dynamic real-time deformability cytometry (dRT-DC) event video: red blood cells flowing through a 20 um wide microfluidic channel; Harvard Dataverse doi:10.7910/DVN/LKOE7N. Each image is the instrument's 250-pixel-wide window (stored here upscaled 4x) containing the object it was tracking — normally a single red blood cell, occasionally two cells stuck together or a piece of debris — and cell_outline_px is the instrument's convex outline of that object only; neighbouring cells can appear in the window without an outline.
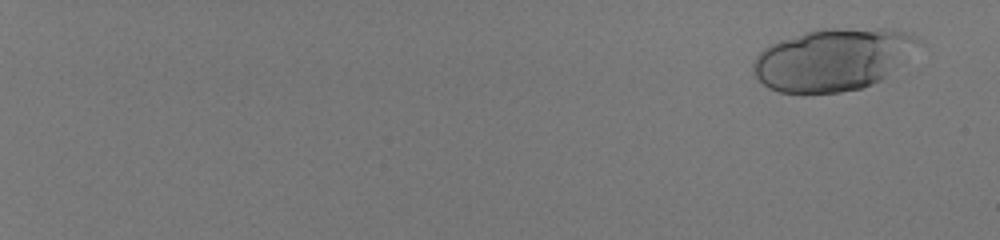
{"species": "human", "species_latin": "Homo sapiens", "temperature_condition": "room temperature", "stored_images_in_passage": 33, "camera_frame_rate_fps": 3000, "um_per_image_px": 0.085, "donor": {"sex": "male"}, "frame": {"image": 1, "passage_image": 4, "time_ms": 1.0, "image_size_px": [1000, 240], "cell_outline_px": [[920, 40], [900, 64], [880, 80], [872, 84], [860, 88], [840, 92], [780, 92], [768, 88], [756, 76], [752, 68], [752, 64], [756, 56], [764, 48], [780, 40], [808, 32], [824, 28], [888, 28], [912, 32]], "centroid_in_image_um": [70.78, 5.03], "position_along_channel_um": 14.2, "area_um2": 59.19}}
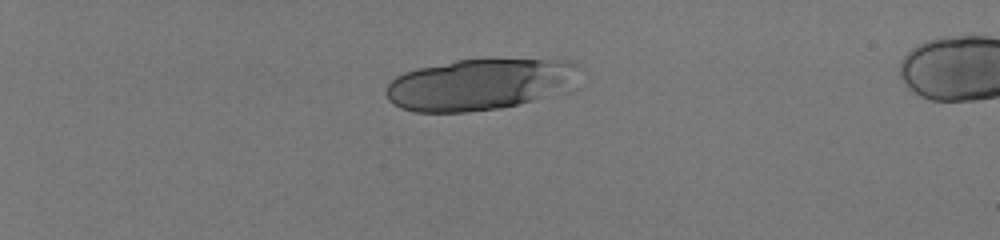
{"frame": {"image": 2, "passage_image": 19, "time_ms": 6.0, "image_size_px": [1000, 240], "cell_outline_px": [[576, 64], [556, 84], [532, 100], [500, 108], [468, 112], [416, 112], [400, 108], [392, 104], [388, 100], [384, 92], [388, 84], [396, 76], [404, 72], [420, 68], [456, 60], [568, 60]], "centroid_in_image_um": [40.33, 7.19], "position_along_channel_um": 44.7, "area_um2": 54.45}}